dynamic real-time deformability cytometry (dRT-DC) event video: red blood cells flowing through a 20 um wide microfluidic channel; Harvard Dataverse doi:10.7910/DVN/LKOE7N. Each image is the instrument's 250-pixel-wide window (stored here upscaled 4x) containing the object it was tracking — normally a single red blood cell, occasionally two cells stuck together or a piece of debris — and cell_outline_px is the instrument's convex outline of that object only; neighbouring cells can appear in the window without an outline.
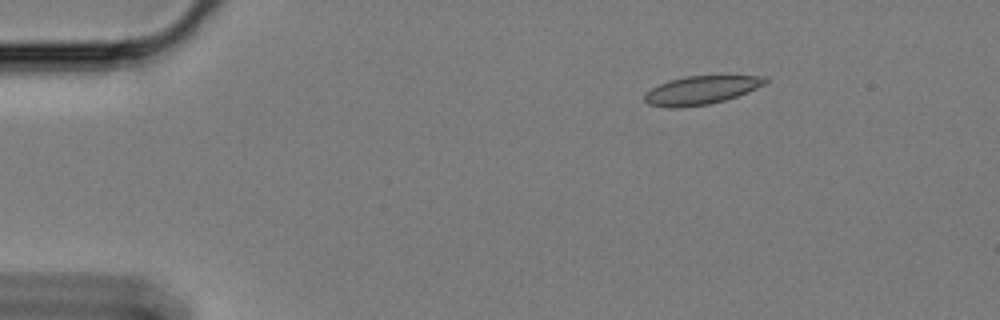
{"species": "Egyptian fruit bat (a non-hibernating species)", "species_latin": "Rousettus aegyptiacus", "temperature_condition": "cold", "stored_images_in_passage": 11, "camera_frame_rate_fps": 3000, "um_per_image_px": 0.085, "animal": {"sex": "female"}, "frame": {"image": 1, "passage_image": 1, "time_ms": 0.0, "image_size_px": [1000, 320], "cell_outline_px": [[768, 80], [764, 84], [748, 92], [724, 100], [708, 104], [680, 108], [668, 108], [648, 104], [644, 100], [644, 92], [668, 80], [684, 76], [764, 76]], "centroid_in_image_um": [59.53, 7.67], "position_along_channel_um": 25.5, "area_um2": 19.94}}